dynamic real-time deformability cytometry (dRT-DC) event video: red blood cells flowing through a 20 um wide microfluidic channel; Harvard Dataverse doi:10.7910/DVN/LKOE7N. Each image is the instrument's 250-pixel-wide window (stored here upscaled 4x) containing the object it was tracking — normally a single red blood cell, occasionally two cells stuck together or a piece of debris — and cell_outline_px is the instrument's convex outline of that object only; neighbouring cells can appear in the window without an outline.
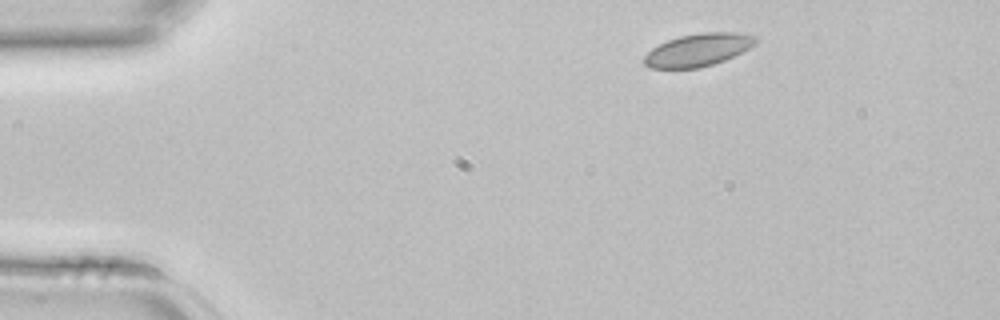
{"species": "common noctule bat (a hibernating species)", "species_latin": "Nyctalus noctula", "temperature_condition": "room temperature", "stored_images_in_passage": 2, "camera_frame_rate_fps": 3000, "um_per_image_px": 0.085, "animal": {"sex": "female", "body_mass_g": 22.7, "forearm_length_mm": 54.2}, "frame": {"image": 1, "passage_image": 1, "time_ms": 0.0, "image_size_px": [1000, 320], "cell_outline_px": [[756, 44], [724, 60], [700, 68], [652, 68], [644, 64], [644, 56], [652, 48], [668, 40], [680, 36], [704, 32], [732, 32], [756, 36]], "centroid_in_image_um": [59.32, 4.24], "position_along_channel_um": 25.7, "area_um2": 20.87}}